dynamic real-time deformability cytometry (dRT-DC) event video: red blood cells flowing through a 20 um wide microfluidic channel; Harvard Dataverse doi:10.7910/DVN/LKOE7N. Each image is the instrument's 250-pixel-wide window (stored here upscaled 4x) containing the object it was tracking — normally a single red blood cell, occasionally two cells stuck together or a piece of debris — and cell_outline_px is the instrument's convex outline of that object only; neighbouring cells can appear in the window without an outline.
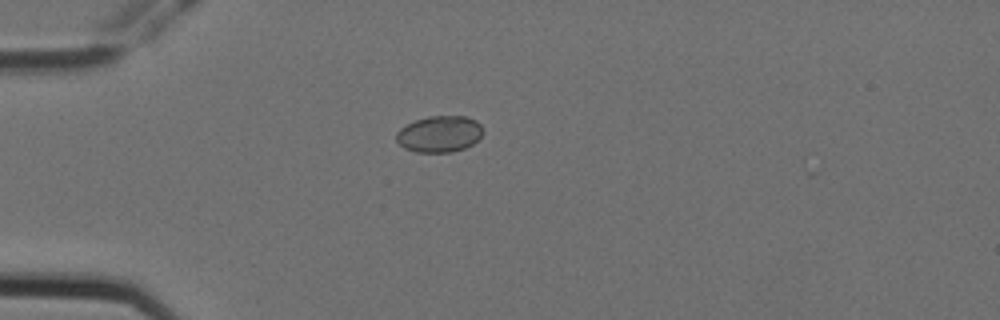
{"species": "Egyptian fruit bat (a non-hibernating species)", "species_latin": "Rousettus aegyptiacus", "temperature_condition": "cold", "stored_images_in_passage": 2, "camera_frame_rate_fps": 3000, "um_per_image_px": 0.085, "animal": {"sex": "female"}, "frame": {"image": 1, "passage_image": 1, "time_ms": 0.0, "image_size_px": [1000, 320], "cell_outline_px": [[484, 132], [472, 144], [464, 148], [452, 152], [416, 152], [404, 148], [396, 140], [396, 132], [400, 128], [416, 120], [428, 116], [468, 116], [476, 120], [480, 124]], "centroid_in_image_um": [37.35, 11.38], "position_along_channel_um": 47.6, "area_um2": 18.38}}